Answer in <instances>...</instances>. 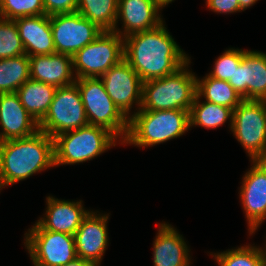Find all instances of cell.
Here are the masks:
<instances>
[{
    "label": "cell",
    "mask_w": 266,
    "mask_h": 266,
    "mask_svg": "<svg viewBox=\"0 0 266 266\" xmlns=\"http://www.w3.org/2000/svg\"><path fill=\"white\" fill-rule=\"evenodd\" d=\"M189 249L174 227L160 223L153 243L154 266H189Z\"/></svg>",
    "instance_id": "21"
},
{
    "label": "cell",
    "mask_w": 266,
    "mask_h": 266,
    "mask_svg": "<svg viewBox=\"0 0 266 266\" xmlns=\"http://www.w3.org/2000/svg\"><path fill=\"white\" fill-rule=\"evenodd\" d=\"M38 125L40 131L52 138L88 125L81 94L75 83L56 88L49 109Z\"/></svg>",
    "instance_id": "9"
},
{
    "label": "cell",
    "mask_w": 266,
    "mask_h": 266,
    "mask_svg": "<svg viewBox=\"0 0 266 266\" xmlns=\"http://www.w3.org/2000/svg\"><path fill=\"white\" fill-rule=\"evenodd\" d=\"M197 96L200 98L203 96L208 102L232 110L244 100L228 81L210 77L208 74L201 80L197 78Z\"/></svg>",
    "instance_id": "23"
},
{
    "label": "cell",
    "mask_w": 266,
    "mask_h": 266,
    "mask_svg": "<svg viewBox=\"0 0 266 266\" xmlns=\"http://www.w3.org/2000/svg\"><path fill=\"white\" fill-rule=\"evenodd\" d=\"M160 10L162 7L155 0H118L117 21L113 32L125 38L133 33L154 29L163 23L158 13ZM118 19L122 20L124 31L117 28Z\"/></svg>",
    "instance_id": "16"
},
{
    "label": "cell",
    "mask_w": 266,
    "mask_h": 266,
    "mask_svg": "<svg viewBox=\"0 0 266 266\" xmlns=\"http://www.w3.org/2000/svg\"><path fill=\"white\" fill-rule=\"evenodd\" d=\"M75 84L81 94L89 125L103 127L125 140L128 131V118L119 110L106 92L100 78L76 79Z\"/></svg>",
    "instance_id": "6"
},
{
    "label": "cell",
    "mask_w": 266,
    "mask_h": 266,
    "mask_svg": "<svg viewBox=\"0 0 266 266\" xmlns=\"http://www.w3.org/2000/svg\"><path fill=\"white\" fill-rule=\"evenodd\" d=\"M219 266H266V249L252 245L214 253Z\"/></svg>",
    "instance_id": "27"
},
{
    "label": "cell",
    "mask_w": 266,
    "mask_h": 266,
    "mask_svg": "<svg viewBox=\"0 0 266 266\" xmlns=\"http://www.w3.org/2000/svg\"><path fill=\"white\" fill-rule=\"evenodd\" d=\"M199 100L200 97L196 95L189 111L190 128L197 125L207 129H215L229 119L230 130L232 129L233 110L231 108L208 101L200 102Z\"/></svg>",
    "instance_id": "24"
},
{
    "label": "cell",
    "mask_w": 266,
    "mask_h": 266,
    "mask_svg": "<svg viewBox=\"0 0 266 266\" xmlns=\"http://www.w3.org/2000/svg\"><path fill=\"white\" fill-rule=\"evenodd\" d=\"M27 56L50 55L55 52L50 16L37 15L14 19Z\"/></svg>",
    "instance_id": "20"
},
{
    "label": "cell",
    "mask_w": 266,
    "mask_h": 266,
    "mask_svg": "<svg viewBox=\"0 0 266 266\" xmlns=\"http://www.w3.org/2000/svg\"><path fill=\"white\" fill-rule=\"evenodd\" d=\"M207 7L216 13L240 12L238 0H206Z\"/></svg>",
    "instance_id": "32"
},
{
    "label": "cell",
    "mask_w": 266,
    "mask_h": 266,
    "mask_svg": "<svg viewBox=\"0 0 266 266\" xmlns=\"http://www.w3.org/2000/svg\"><path fill=\"white\" fill-rule=\"evenodd\" d=\"M54 139L38 130L35 134L5 140L0 152V189L54 167Z\"/></svg>",
    "instance_id": "2"
},
{
    "label": "cell",
    "mask_w": 266,
    "mask_h": 266,
    "mask_svg": "<svg viewBox=\"0 0 266 266\" xmlns=\"http://www.w3.org/2000/svg\"><path fill=\"white\" fill-rule=\"evenodd\" d=\"M0 125L2 141L25 138L39 130L38 122L24 108L16 93L0 94Z\"/></svg>",
    "instance_id": "17"
},
{
    "label": "cell",
    "mask_w": 266,
    "mask_h": 266,
    "mask_svg": "<svg viewBox=\"0 0 266 266\" xmlns=\"http://www.w3.org/2000/svg\"><path fill=\"white\" fill-rule=\"evenodd\" d=\"M55 91V86L30 78L16 91V94L24 108L39 123L47 113Z\"/></svg>",
    "instance_id": "22"
},
{
    "label": "cell",
    "mask_w": 266,
    "mask_h": 266,
    "mask_svg": "<svg viewBox=\"0 0 266 266\" xmlns=\"http://www.w3.org/2000/svg\"><path fill=\"white\" fill-rule=\"evenodd\" d=\"M50 25L55 52L72 57L103 32L78 12L51 15Z\"/></svg>",
    "instance_id": "11"
},
{
    "label": "cell",
    "mask_w": 266,
    "mask_h": 266,
    "mask_svg": "<svg viewBox=\"0 0 266 266\" xmlns=\"http://www.w3.org/2000/svg\"><path fill=\"white\" fill-rule=\"evenodd\" d=\"M46 201V216L37 220V223L45 230L74 236L83 219L90 212L83 208L81 200L71 202L48 196Z\"/></svg>",
    "instance_id": "18"
},
{
    "label": "cell",
    "mask_w": 266,
    "mask_h": 266,
    "mask_svg": "<svg viewBox=\"0 0 266 266\" xmlns=\"http://www.w3.org/2000/svg\"><path fill=\"white\" fill-rule=\"evenodd\" d=\"M189 64L172 75L143 82L141 109L190 111L197 95V77L189 71Z\"/></svg>",
    "instance_id": "4"
},
{
    "label": "cell",
    "mask_w": 266,
    "mask_h": 266,
    "mask_svg": "<svg viewBox=\"0 0 266 266\" xmlns=\"http://www.w3.org/2000/svg\"><path fill=\"white\" fill-rule=\"evenodd\" d=\"M162 8L172 3L174 0H155Z\"/></svg>",
    "instance_id": "35"
},
{
    "label": "cell",
    "mask_w": 266,
    "mask_h": 266,
    "mask_svg": "<svg viewBox=\"0 0 266 266\" xmlns=\"http://www.w3.org/2000/svg\"><path fill=\"white\" fill-rule=\"evenodd\" d=\"M43 0H0V18L14 20L19 17L44 15Z\"/></svg>",
    "instance_id": "29"
},
{
    "label": "cell",
    "mask_w": 266,
    "mask_h": 266,
    "mask_svg": "<svg viewBox=\"0 0 266 266\" xmlns=\"http://www.w3.org/2000/svg\"><path fill=\"white\" fill-rule=\"evenodd\" d=\"M252 163L240 188L249 234L255 233L266 218V160H252Z\"/></svg>",
    "instance_id": "13"
},
{
    "label": "cell",
    "mask_w": 266,
    "mask_h": 266,
    "mask_svg": "<svg viewBox=\"0 0 266 266\" xmlns=\"http://www.w3.org/2000/svg\"><path fill=\"white\" fill-rule=\"evenodd\" d=\"M30 79V61L26 54L0 59V94L16 93Z\"/></svg>",
    "instance_id": "25"
},
{
    "label": "cell",
    "mask_w": 266,
    "mask_h": 266,
    "mask_svg": "<svg viewBox=\"0 0 266 266\" xmlns=\"http://www.w3.org/2000/svg\"><path fill=\"white\" fill-rule=\"evenodd\" d=\"M25 234L34 266H62L77 258L73 235L43 229L37 222Z\"/></svg>",
    "instance_id": "10"
},
{
    "label": "cell",
    "mask_w": 266,
    "mask_h": 266,
    "mask_svg": "<svg viewBox=\"0 0 266 266\" xmlns=\"http://www.w3.org/2000/svg\"><path fill=\"white\" fill-rule=\"evenodd\" d=\"M258 0H238L241 11L253 6Z\"/></svg>",
    "instance_id": "34"
},
{
    "label": "cell",
    "mask_w": 266,
    "mask_h": 266,
    "mask_svg": "<svg viewBox=\"0 0 266 266\" xmlns=\"http://www.w3.org/2000/svg\"><path fill=\"white\" fill-rule=\"evenodd\" d=\"M124 59V38L113 31H103L93 42L72 57L75 78H100Z\"/></svg>",
    "instance_id": "7"
},
{
    "label": "cell",
    "mask_w": 266,
    "mask_h": 266,
    "mask_svg": "<svg viewBox=\"0 0 266 266\" xmlns=\"http://www.w3.org/2000/svg\"><path fill=\"white\" fill-rule=\"evenodd\" d=\"M166 29L163 22L124 38V60L143 82L172 75L190 61Z\"/></svg>",
    "instance_id": "1"
},
{
    "label": "cell",
    "mask_w": 266,
    "mask_h": 266,
    "mask_svg": "<svg viewBox=\"0 0 266 266\" xmlns=\"http://www.w3.org/2000/svg\"><path fill=\"white\" fill-rule=\"evenodd\" d=\"M26 54L14 20L0 18V59Z\"/></svg>",
    "instance_id": "28"
},
{
    "label": "cell",
    "mask_w": 266,
    "mask_h": 266,
    "mask_svg": "<svg viewBox=\"0 0 266 266\" xmlns=\"http://www.w3.org/2000/svg\"><path fill=\"white\" fill-rule=\"evenodd\" d=\"M242 57V49L230 48L225 50L215 61L213 71L208 75L219 80L228 81L232 77L235 68L239 66Z\"/></svg>",
    "instance_id": "30"
},
{
    "label": "cell",
    "mask_w": 266,
    "mask_h": 266,
    "mask_svg": "<svg viewBox=\"0 0 266 266\" xmlns=\"http://www.w3.org/2000/svg\"><path fill=\"white\" fill-rule=\"evenodd\" d=\"M62 266H97L96 264H94L91 261L85 260L83 258H76L73 261L68 262L65 265Z\"/></svg>",
    "instance_id": "33"
},
{
    "label": "cell",
    "mask_w": 266,
    "mask_h": 266,
    "mask_svg": "<svg viewBox=\"0 0 266 266\" xmlns=\"http://www.w3.org/2000/svg\"><path fill=\"white\" fill-rule=\"evenodd\" d=\"M30 78L56 88L75 83L72 56L53 53L50 55L29 56Z\"/></svg>",
    "instance_id": "19"
},
{
    "label": "cell",
    "mask_w": 266,
    "mask_h": 266,
    "mask_svg": "<svg viewBox=\"0 0 266 266\" xmlns=\"http://www.w3.org/2000/svg\"><path fill=\"white\" fill-rule=\"evenodd\" d=\"M228 83L244 100L266 101V54L243 50V57Z\"/></svg>",
    "instance_id": "14"
},
{
    "label": "cell",
    "mask_w": 266,
    "mask_h": 266,
    "mask_svg": "<svg viewBox=\"0 0 266 266\" xmlns=\"http://www.w3.org/2000/svg\"><path fill=\"white\" fill-rule=\"evenodd\" d=\"M100 79L109 97L119 110L129 119L133 104H142L143 81L133 68L123 59L112 66Z\"/></svg>",
    "instance_id": "12"
},
{
    "label": "cell",
    "mask_w": 266,
    "mask_h": 266,
    "mask_svg": "<svg viewBox=\"0 0 266 266\" xmlns=\"http://www.w3.org/2000/svg\"><path fill=\"white\" fill-rule=\"evenodd\" d=\"M190 129L189 111L143 110L131 114L128 131L122 144L150 147L182 136Z\"/></svg>",
    "instance_id": "3"
},
{
    "label": "cell",
    "mask_w": 266,
    "mask_h": 266,
    "mask_svg": "<svg viewBox=\"0 0 266 266\" xmlns=\"http://www.w3.org/2000/svg\"><path fill=\"white\" fill-rule=\"evenodd\" d=\"M2 143H3V141H2L1 138H0V152H1V146H2Z\"/></svg>",
    "instance_id": "36"
},
{
    "label": "cell",
    "mask_w": 266,
    "mask_h": 266,
    "mask_svg": "<svg viewBox=\"0 0 266 266\" xmlns=\"http://www.w3.org/2000/svg\"><path fill=\"white\" fill-rule=\"evenodd\" d=\"M54 165H73L92 160L115 146L118 139L109 130L87 125L54 138Z\"/></svg>",
    "instance_id": "5"
},
{
    "label": "cell",
    "mask_w": 266,
    "mask_h": 266,
    "mask_svg": "<svg viewBox=\"0 0 266 266\" xmlns=\"http://www.w3.org/2000/svg\"><path fill=\"white\" fill-rule=\"evenodd\" d=\"M233 135L252 160H266V101L243 100L234 110Z\"/></svg>",
    "instance_id": "8"
},
{
    "label": "cell",
    "mask_w": 266,
    "mask_h": 266,
    "mask_svg": "<svg viewBox=\"0 0 266 266\" xmlns=\"http://www.w3.org/2000/svg\"><path fill=\"white\" fill-rule=\"evenodd\" d=\"M77 3L78 0H43L45 14L48 16L74 13L77 10Z\"/></svg>",
    "instance_id": "31"
},
{
    "label": "cell",
    "mask_w": 266,
    "mask_h": 266,
    "mask_svg": "<svg viewBox=\"0 0 266 266\" xmlns=\"http://www.w3.org/2000/svg\"><path fill=\"white\" fill-rule=\"evenodd\" d=\"M76 12L103 31H113L117 21L118 0H78Z\"/></svg>",
    "instance_id": "26"
},
{
    "label": "cell",
    "mask_w": 266,
    "mask_h": 266,
    "mask_svg": "<svg viewBox=\"0 0 266 266\" xmlns=\"http://www.w3.org/2000/svg\"><path fill=\"white\" fill-rule=\"evenodd\" d=\"M108 214L90 211L74 234L78 258L100 265L108 245Z\"/></svg>",
    "instance_id": "15"
}]
</instances>
